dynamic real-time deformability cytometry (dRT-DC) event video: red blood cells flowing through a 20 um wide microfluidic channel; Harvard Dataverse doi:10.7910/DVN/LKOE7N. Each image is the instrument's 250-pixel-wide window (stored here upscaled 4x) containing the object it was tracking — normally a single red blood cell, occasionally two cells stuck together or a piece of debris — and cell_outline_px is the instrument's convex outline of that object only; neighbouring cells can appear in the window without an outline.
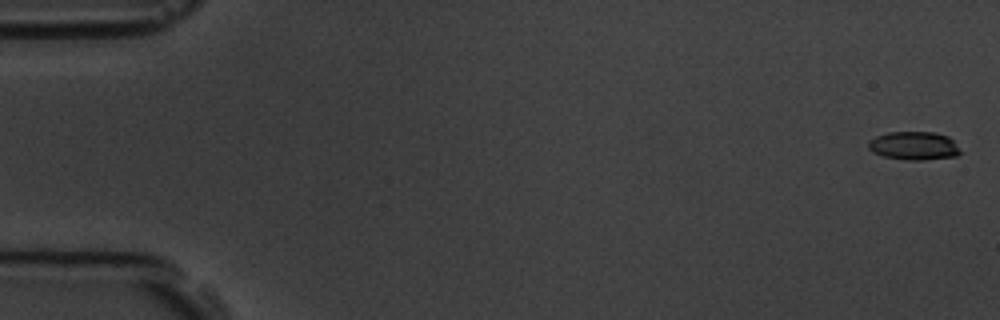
{"species": "common noctule bat (a hibernating species)", "species_latin": "Nyctalus noctula", "temperature_condition": "room temperature", "stored_images_in_passage": 7, "camera_frame_rate_fps": 3000, "um_per_image_px": 0.085, "animal": {"sex": "male", "body_mass_g": 19.5, "forearm_length_mm": 54.6}, "frame": {"image": 1, "passage_image": 1, "time_ms": 0.0, "image_size_px": [1000, 320], "cell_outline_px": [[964, 152], [956, 156], [920, 160], [908, 160], [884, 156], [872, 152], [868, 148], [868, 140], [876, 136], [888, 132], [936, 132], [948, 136]], "centroid_in_image_um": [77.7, 12.38], "position_along_channel_um": 7.3, "area_um2": 15.32}}
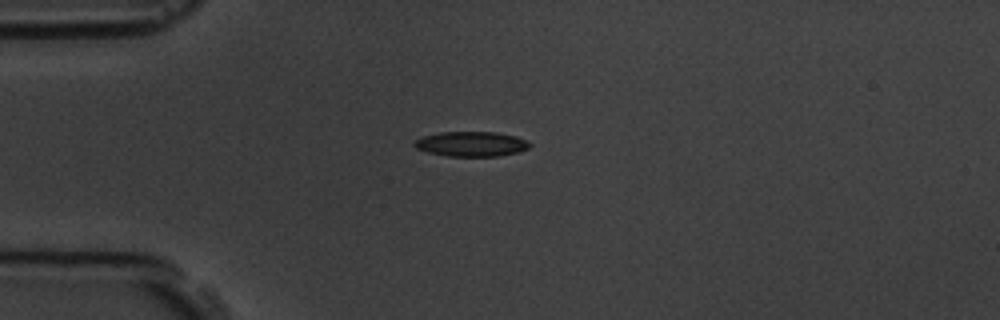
{"frame": {"image": 2, "passage_image": 5, "time_ms": 4.667, "image_size_px": [1000, 320], "cell_outline_px": [[532, 144], [528, 148], [516, 152], [500, 156], [448, 156], [428, 152], [416, 148], [412, 144], [412, 140], [424, 136], [440, 132], [496, 132], [516, 136], [528, 140]], "centroid_in_image_um": [40.05, 12.23], "position_along_channel_um": 44.9, "area_um2": 16.82}}
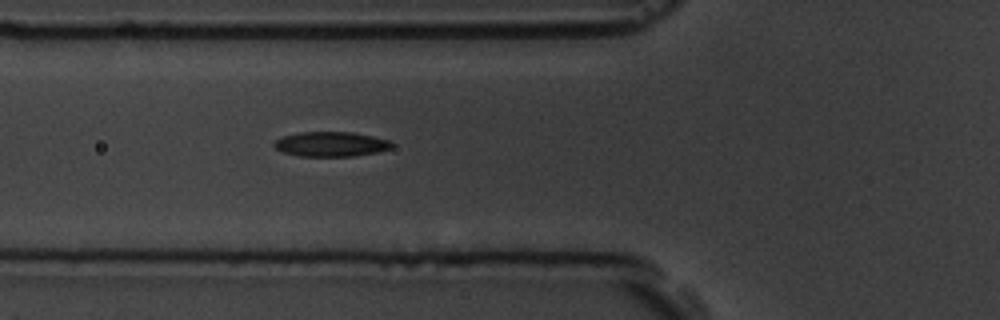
{"frame": {"image": 3, "passage_image": 7, "time_ms": 6.667, "image_size_px": [1000, 320], "cell_outline_px": [[392, 148], [376, 152], [352, 156], [300, 156], [284, 152], [276, 148], [272, 144], [276, 140], [284, 136], [300, 132], [352, 132], [392, 140]], "centroid_in_image_um": [28.15, 12.24], "position_along_channel_um": 97.6, "area_um2": 16.88}}